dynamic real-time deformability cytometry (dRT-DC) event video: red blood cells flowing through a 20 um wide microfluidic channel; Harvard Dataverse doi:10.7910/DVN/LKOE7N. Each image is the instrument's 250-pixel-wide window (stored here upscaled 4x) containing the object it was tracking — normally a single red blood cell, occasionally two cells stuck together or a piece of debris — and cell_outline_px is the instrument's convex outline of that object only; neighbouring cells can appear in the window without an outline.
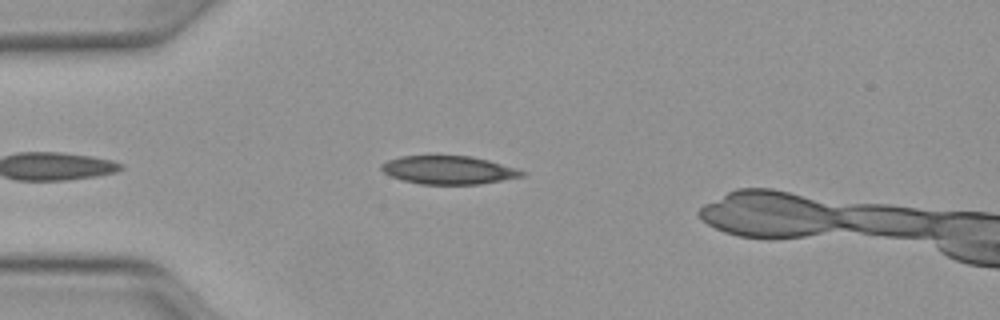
{"species": "Egyptian fruit bat (a non-hibernating species)", "species_latin": "Rousettus aegyptiacus", "temperature_condition": "warm", "stored_images_in_passage": 35, "camera_frame_rate_fps": 3000, "um_per_image_px": 0.085, "animal": {"sex": "female"}, "frame": {"image": 1, "passage_image": 2, "time_ms": 0.333, "image_size_px": [1000, 320], "cell_outline_px": [[524, 176], [480, 184], [420, 184], [400, 180], [384, 172], [380, 168], [380, 164], [388, 160], [400, 156], [472, 156], [488, 160], [516, 168], [524, 172]], "centroid_in_image_um": [38.1, 14.45], "position_along_channel_um": 46.9, "area_um2": 23.06}}
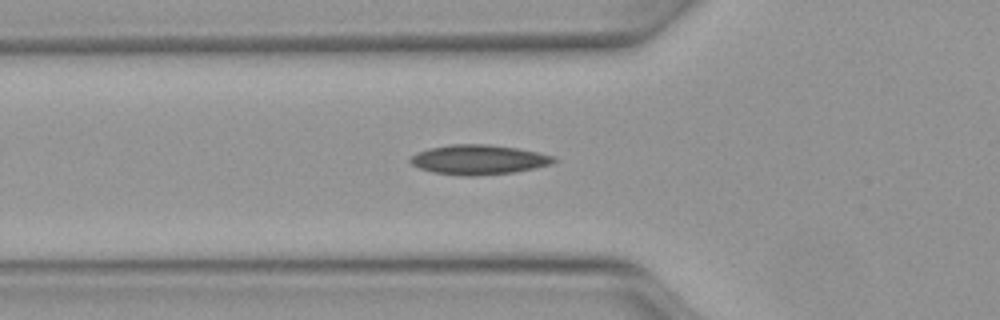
{"frame": {"image": 2, "passage_image": 6, "time_ms": 1.667, "image_size_px": [1000, 320], "cell_outline_px": [[556, 160], [552, 164], [512, 172], [476, 176], [464, 176], [432, 172], [420, 168], [412, 164], [408, 160], [416, 152], [428, 148], [452, 144], [488, 144], [520, 148], [556, 156]], "centroid_in_image_um": [40.68, 13.56], "position_along_channel_um": 85.1, "area_um2": 24.91}}
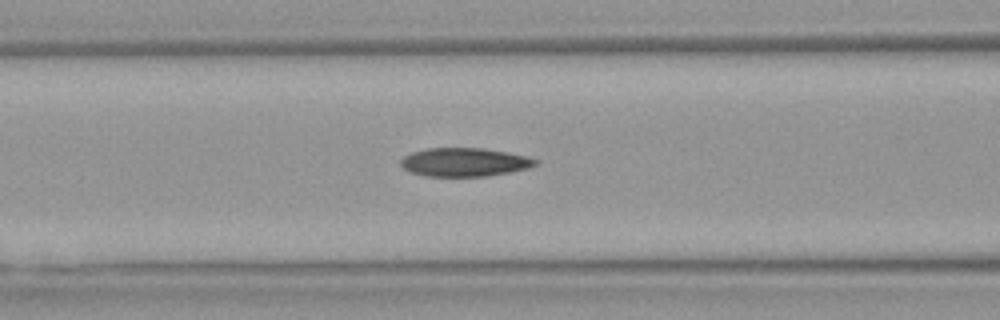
{"frame": {"image": 3, "passage_image": 9, "time_ms": 2.667, "image_size_px": [1000, 320], "cell_outline_px": [[540, 160], [536, 164], [528, 168], [488, 176], [428, 176], [412, 172], [404, 168], [400, 164], [400, 160], [404, 156], [412, 152], [424, 148], [484, 148], [508, 152], [528, 156]], "centroid_in_image_um": [39.5, 13.77], "position_along_channel_um": 127.1, "area_um2": 22.43}}